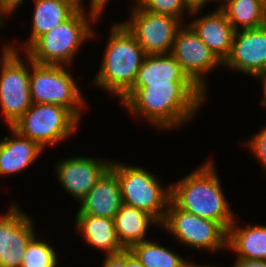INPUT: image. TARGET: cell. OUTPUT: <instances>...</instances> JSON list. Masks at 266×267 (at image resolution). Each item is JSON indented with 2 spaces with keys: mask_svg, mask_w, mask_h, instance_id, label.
Wrapping results in <instances>:
<instances>
[{
  "mask_svg": "<svg viewBox=\"0 0 266 267\" xmlns=\"http://www.w3.org/2000/svg\"><path fill=\"white\" fill-rule=\"evenodd\" d=\"M206 95L192 81H170L133 84L119 101L137 119L139 116L155 129L169 131L194 119Z\"/></svg>",
  "mask_w": 266,
  "mask_h": 267,
  "instance_id": "obj_1",
  "label": "cell"
},
{
  "mask_svg": "<svg viewBox=\"0 0 266 267\" xmlns=\"http://www.w3.org/2000/svg\"><path fill=\"white\" fill-rule=\"evenodd\" d=\"M212 159L170 185V200L181 210L220 223L227 231L235 220Z\"/></svg>",
  "mask_w": 266,
  "mask_h": 267,
  "instance_id": "obj_2",
  "label": "cell"
},
{
  "mask_svg": "<svg viewBox=\"0 0 266 267\" xmlns=\"http://www.w3.org/2000/svg\"><path fill=\"white\" fill-rule=\"evenodd\" d=\"M145 56L121 22L112 24L99 72L93 80L95 85L120 99L133 86Z\"/></svg>",
  "mask_w": 266,
  "mask_h": 267,
  "instance_id": "obj_3",
  "label": "cell"
},
{
  "mask_svg": "<svg viewBox=\"0 0 266 267\" xmlns=\"http://www.w3.org/2000/svg\"><path fill=\"white\" fill-rule=\"evenodd\" d=\"M82 0L79 8L64 22L40 36L25 52L34 63L42 65H71L81 45L95 36L94 22L98 18L84 11Z\"/></svg>",
  "mask_w": 266,
  "mask_h": 267,
  "instance_id": "obj_4",
  "label": "cell"
},
{
  "mask_svg": "<svg viewBox=\"0 0 266 267\" xmlns=\"http://www.w3.org/2000/svg\"><path fill=\"white\" fill-rule=\"evenodd\" d=\"M110 169L120 182L123 204L149 213L161 224L170 201V184L163 187L154 173L141 166L113 160Z\"/></svg>",
  "mask_w": 266,
  "mask_h": 267,
  "instance_id": "obj_5",
  "label": "cell"
},
{
  "mask_svg": "<svg viewBox=\"0 0 266 267\" xmlns=\"http://www.w3.org/2000/svg\"><path fill=\"white\" fill-rule=\"evenodd\" d=\"M78 123L79 119L65 107L32 103L11 127L45 149L73 137Z\"/></svg>",
  "mask_w": 266,
  "mask_h": 267,
  "instance_id": "obj_6",
  "label": "cell"
},
{
  "mask_svg": "<svg viewBox=\"0 0 266 267\" xmlns=\"http://www.w3.org/2000/svg\"><path fill=\"white\" fill-rule=\"evenodd\" d=\"M67 66L42 65L32 61L30 97L32 103L52 104L69 109L79 120L85 106L83 93Z\"/></svg>",
  "mask_w": 266,
  "mask_h": 267,
  "instance_id": "obj_7",
  "label": "cell"
},
{
  "mask_svg": "<svg viewBox=\"0 0 266 267\" xmlns=\"http://www.w3.org/2000/svg\"><path fill=\"white\" fill-rule=\"evenodd\" d=\"M160 228L192 249L213 252L227 249L228 231L220 223L183 211L171 200Z\"/></svg>",
  "mask_w": 266,
  "mask_h": 267,
  "instance_id": "obj_8",
  "label": "cell"
},
{
  "mask_svg": "<svg viewBox=\"0 0 266 267\" xmlns=\"http://www.w3.org/2000/svg\"><path fill=\"white\" fill-rule=\"evenodd\" d=\"M19 49L0 67V109L8 127H11L32 105L30 74L32 60ZM30 68V69H29Z\"/></svg>",
  "mask_w": 266,
  "mask_h": 267,
  "instance_id": "obj_9",
  "label": "cell"
},
{
  "mask_svg": "<svg viewBox=\"0 0 266 267\" xmlns=\"http://www.w3.org/2000/svg\"><path fill=\"white\" fill-rule=\"evenodd\" d=\"M129 20L121 22L146 55L172 52L175 34L183 24L179 19L140 8L133 3Z\"/></svg>",
  "mask_w": 266,
  "mask_h": 267,
  "instance_id": "obj_10",
  "label": "cell"
},
{
  "mask_svg": "<svg viewBox=\"0 0 266 267\" xmlns=\"http://www.w3.org/2000/svg\"><path fill=\"white\" fill-rule=\"evenodd\" d=\"M171 54L188 78L206 94L208 80L205 81V75L223 63L189 24L178 28Z\"/></svg>",
  "mask_w": 266,
  "mask_h": 267,
  "instance_id": "obj_11",
  "label": "cell"
},
{
  "mask_svg": "<svg viewBox=\"0 0 266 267\" xmlns=\"http://www.w3.org/2000/svg\"><path fill=\"white\" fill-rule=\"evenodd\" d=\"M31 215L17 204L0 215V267H20L30 240L36 235Z\"/></svg>",
  "mask_w": 266,
  "mask_h": 267,
  "instance_id": "obj_12",
  "label": "cell"
},
{
  "mask_svg": "<svg viewBox=\"0 0 266 267\" xmlns=\"http://www.w3.org/2000/svg\"><path fill=\"white\" fill-rule=\"evenodd\" d=\"M223 66L250 77L266 72V25L235 31L231 52Z\"/></svg>",
  "mask_w": 266,
  "mask_h": 267,
  "instance_id": "obj_13",
  "label": "cell"
},
{
  "mask_svg": "<svg viewBox=\"0 0 266 267\" xmlns=\"http://www.w3.org/2000/svg\"><path fill=\"white\" fill-rule=\"evenodd\" d=\"M111 162L94 157L71 156L60 160L55 165V171L61 187L80 202L110 168Z\"/></svg>",
  "mask_w": 266,
  "mask_h": 267,
  "instance_id": "obj_14",
  "label": "cell"
},
{
  "mask_svg": "<svg viewBox=\"0 0 266 267\" xmlns=\"http://www.w3.org/2000/svg\"><path fill=\"white\" fill-rule=\"evenodd\" d=\"M79 203L81 206L76 215L114 219L123 205L117 175L109 168Z\"/></svg>",
  "mask_w": 266,
  "mask_h": 267,
  "instance_id": "obj_15",
  "label": "cell"
},
{
  "mask_svg": "<svg viewBox=\"0 0 266 267\" xmlns=\"http://www.w3.org/2000/svg\"><path fill=\"white\" fill-rule=\"evenodd\" d=\"M188 24L223 63L231 52L235 33L225 13L220 8H217L213 12L198 17Z\"/></svg>",
  "mask_w": 266,
  "mask_h": 267,
  "instance_id": "obj_16",
  "label": "cell"
},
{
  "mask_svg": "<svg viewBox=\"0 0 266 267\" xmlns=\"http://www.w3.org/2000/svg\"><path fill=\"white\" fill-rule=\"evenodd\" d=\"M9 129L11 136H4L0 141V176L26 170L45 150L37 142L20 135L12 127Z\"/></svg>",
  "mask_w": 266,
  "mask_h": 267,
  "instance_id": "obj_17",
  "label": "cell"
},
{
  "mask_svg": "<svg viewBox=\"0 0 266 267\" xmlns=\"http://www.w3.org/2000/svg\"><path fill=\"white\" fill-rule=\"evenodd\" d=\"M32 29L23 53L43 34L67 20L78 8L79 0H34Z\"/></svg>",
  "mask_w": 266,
  "mask_h": 267,
  "instance_id": "obj_18",
  "label": "cell"
},
{
  "mask_svg": "<svg viewBox=\"0 0 266 267\" xmlns=\"http://www.w3.org/2000/svg\"><path fill=\"white\" fill-rule=\"evenodd\" d=\"M74 221L77 231L89 247H95L106 255L125 250L118 239L114 219L93 215H76Z\"/></svg>",
  "mask_w": 266,
  "mask_h": 267,
  "instance_id": "obj_19",
  "label": "cell"
},
{
  "mask_svg": "<svg viewBox=\"0 0 266 267\" xmlns=\"http://www.w3.org/2000/svg\"><path fill=\"white\" fill-rule=\"evenodd\" d=\"M238 225L235 218L229 226L227 249L233 250L237 258L266 260V225Z\"/></svg>",
  "mask_w": 266,
  "mask_h": 267,
  "instance_id": "obj_20",
  "label": "cell"
},
{
  "mask_svg": "<svg viewBox=\"0 0 266 267\" xmlns=\"http://www.w3.org/2000/svg\"><path fill=\"white\" fill-rule=\"evenodd\" d=\"M115 229L121 245L129 249L132 245L147 241L149 227L159 222L149 213L123 204L114 217Z\"/></svg>",
  "mask_w": 266,
  "mask_h": 267,
  "instance_id": "obj_21",
  "label": "cell"
},
{
  "mask_svg": "<svg viewBox=\"0 0 266 267\" xmlns=\"http://www.w3.org/2000/svg\"><path fill=\"white\" fill-rule=\"evenodd\" d=\"M170 81H191L171 53L146 55L134 84H170Z\"/></svg>",
  "mask_w": 266,
  "mask_h": 267,
  "instance_id": "obj_22",
  "label": "cell"
},
{
  "mask_svg": "<svg viewBox=\"0 0 266 267\" xmlns=\"http://www.w3.org/2000/svg\"><path fill=\"white\" fill-rule=\"evenodd\" d=\"M221 10L235 31L266 25V0H230Z\"/></svg>",
  "mask_w": 266,
  "mask_h": 267,
  "instance_id": "obj_23",
  "label": "cell"
},
{
  "mask_svg": "<svg viewBox=\"0 0 266 267\" xmlns=\"http://www.w3.org/2000/svg\"><path fill=\"white\" fill-rule=\"evenodd\" d=\"M129 250L145 267H187L188 258L149 240L134 244Z\"/></svg>",
  "mask_w": 266,
  "mask_h": 267,
  "instance_id": "obj_24",
  "label": "cell"
},
{
  "mask_svg": "<svg viewBox=\"0 0 266 267\" xmlns=\"http://www.w3.org/2000/svg\"><path fill=\"white\" fill-rule=\"evenodd\" d=\"M35 235L28 243L20 267H57L58 254L49 242Z\"/></svg>",
  "mask_w": 266,
  "mask_h": 267,
  "instance_id": "obj_25",
  "label": "cell"
},
{
  "mask_svg": "<svg viewBox=\"0 0 266 267\" xmlns=\"http://www.w3.org/2000/svg\"><path fill=\"white\" fill-rule=\"evenodd\" d=\"M135 3L142 9L158 14L169 15L179 19L181 22L185 21L182 17H184L186 11L187 15L189 13V15L191 14L197 18V14L202 10V7L193 8L187 0H136Z\"/></svg>",
  "mask_w": 266,
  "mask_h": 267,
  "instance_id": "obj_26",
  "label": "cell"
},
{
  "mask_svg": "<svg viewBox=\"0 0 266 267\" xmlns=\"http://www.w3.org/2000/svg\"><path fill=\"white\" fill-rule=\"evenodd\" d=\"M246 145L250 149V152L257 158L262 164V167L266 170V126H264L260 132L255 134L249 141H245Z\"/></svg>",
  "mask_w": 266,
  "mask_h": 267,
  "instance_id": "obj_27",
  "label": "cell"
},
{
  "mask_svg": "<svg viewBox=\"0 0 266 267\" xmlns=\"http://www.w3.org/2000/svg\"><path fill=\"white\" fill-rule=\"evenodd\" d=\"M26 0H0V16L5 20V16L12 15L18 7Z\"/></svg>",
  "mask_w": 266,
  "mask_h": 267,
  "instance_id": "obj_28",
  "label": "cell"
},
{
  "mask_svg": "<svg viewBox=\"0 0 266 267\" xmlns=\"http://www.w3.org/2000/svg\"><path fill=\"white\" fill-rule=\"evenodd\" d=\"M103 267H125V250L104 256Z\"/></svg>",
  "mask_w": 266,
  "mask_h": 267,
  "instance_id": "obj_29",
  "label": "cell"
},
{
  "mask_svg": "<svg viewBox=\"0 0 266 267\" xmlns=\"http://www.w3.org/2000/svg\"><path fill=\"white\" fill-rule=\"evenodd\" d=\"M109 0H90V9L89 12L93 13L98 19L102 13L105 12V8Z\"/></svg>",
  "mask_w": 266,
  "mask_h": 267,
  "instance_id": "obj_30",
  "label": "cell"
},
{
  "mask_svg": "<svg viewBox=\"0 0 266 267\" xmlns=\"http://www.w3.org/2000/svg\"><path fill=\"white\" fill-rule=\"evenodd\" d=\"M233 267H266V260H245L237 258Z\"/></svg>",
  "mask_w": 266,
  "mask_h": 267,
  "instance_id": "obj_31",
  "label": "cell"
},
{
  "mask_svg": "<svg viewBox=\"0 0 266 267\" xmlns=\"http://www.w3.org/2000/svg\"><path fill=\"white\" fill-rule=\"evenodd\" d=\"M125 267H145V266L129 249H125Z\"/></svg>",
  "mask_w": 266,
  "mask_h": 267,
  "instance_id": "obj_32",
  "label": "cell"
},
{
  "mask_svg": "<svg viewBox=\"0 0 266 267\" xmlns=\"http://www.w3.org/2000/svg\"><path fill=\"white\" fill-rule=\"evenodd\" d=\"M15 46H13L12 44L10 45H6L2 47L1 53H0V67L6 62V60L15 52L17 51V46L16 44H14Z\"/></svg>",
  "mask_w": 266,
  "mask_h": 267,
  "instance_id": "obj_33",
  "label": "cell"
},
{
  "mask_svg": "<svg viewBox=\"0 0 266 267\" xmlns=\"http://www.w3.org/2000/svg\"><path fill=\"white\" fill-rule=\"evenodd\" d=\"M260 79L262 86H263V93H264V96H263V99L260 101L261 105L262 106H265L266 107V72H263V73H260V74H257L253 77V79Z\"/></svg>",
  "mask_w": 266,
  "mask_h": 267,
  "instance_id": "obj_34",
  "label": "cell"
},
{
  "mask_svg": "<svg viewBox=\"0 0 266 267\" xmlns=\"http://www.w3.org/2000/svg\"><path fill=\"white\" fill-rule=\"evenodd\" d=\"M192 7H203L205 5H207L208 0H187Z\"/></svg>",
  "mask_w": 266,
  "mask_h": 267,
  "instance_id": "obj_35",
  "label": "cell"
},
{
  "mask_svg": "<svg viewBox=\"0 0 266 267\" xmlns=\"http://www.w3.org/2000/svg\"><path fill=\"white\" fill-rule=\"evenodd\" d=\"M187 267H214V266H210V265H207V264L198 265L197 263L195 264L194 262L189 261V258H188Z\"/></svg>",
  "mask_w": 266,
  "mask_h": 267,
  "instance_id": "obj_36",
  "label": "cell"
},
{
  "mask_svg": "<svg viewBox=\"0 0 266 267\" xmlns=\"http://www.w3.org/2000/svg\"><path fill=\"white\" fill-rule=\"evenodd\" d=\"M210 1L211 2H213V1H220V5L218 7H216V8H220L221 9V7H223L230 0H208V2H210Z\"/></svg>",
  "mask_w": 266,
  "mask_h": 267,
  "instance_id": "obj_37",
  "label": "cell"
},
{
  "mask_svg": "<svg viewBox=\"0 0 266 267\" xmlns=\"http://www.w3.org/2000/svg\"><path fill=\"white\" fill-rule=\"evenodd\" d=\"M5 24L4 19L0 16V29L3 28V25Z\"/></svg>",
  "mask_w": 266,
  "mask_h": 267,
  "instance_id": "obj_38",
  "label": "cell"
}]
</instances>
